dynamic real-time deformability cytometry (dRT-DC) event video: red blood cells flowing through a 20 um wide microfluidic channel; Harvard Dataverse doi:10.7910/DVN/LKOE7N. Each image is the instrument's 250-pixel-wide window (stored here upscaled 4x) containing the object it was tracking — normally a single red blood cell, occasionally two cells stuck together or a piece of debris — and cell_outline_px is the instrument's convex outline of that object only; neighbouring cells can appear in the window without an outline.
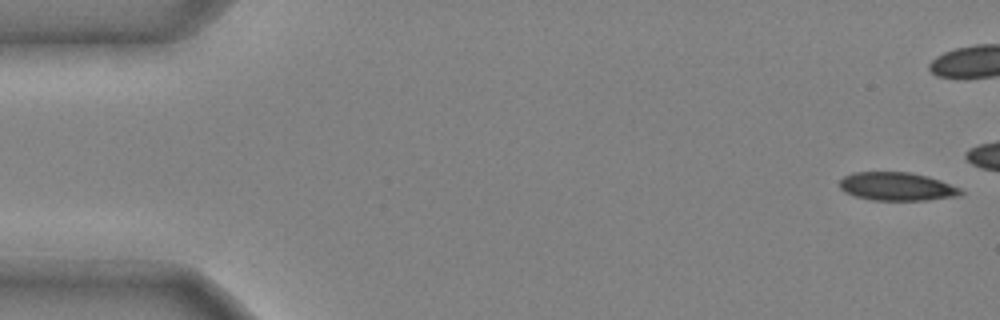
{"species": "common noctule bat (a hibernating species)", "species_latin": "Nyctalus noctula", "temperature_condition": "cold", "stored_images_in_passage": 13, "camera_frame_rate_fps": 3000, "um_per_image_px": 0.085, "animal": {"sex": "male", "body_mass_g": 20.4}, "frame": {"image": 1, "passage_image": 1, "time_ms": 0.0, "image_size_px": [1000, 320], "cell_outline_px": [[964, 192], [960, 196], [928, 200], [872, 200], [856, 196], [844, 192], [840, 188], [840, 180], [844, 176], [852, 172], [912, 172], [928, 176], [940, 180], [960, 188]], "centroid_in_image_um": [76.25, 15.85], "position_along_channel_um": 8.8, "area_um2": 20.11}}